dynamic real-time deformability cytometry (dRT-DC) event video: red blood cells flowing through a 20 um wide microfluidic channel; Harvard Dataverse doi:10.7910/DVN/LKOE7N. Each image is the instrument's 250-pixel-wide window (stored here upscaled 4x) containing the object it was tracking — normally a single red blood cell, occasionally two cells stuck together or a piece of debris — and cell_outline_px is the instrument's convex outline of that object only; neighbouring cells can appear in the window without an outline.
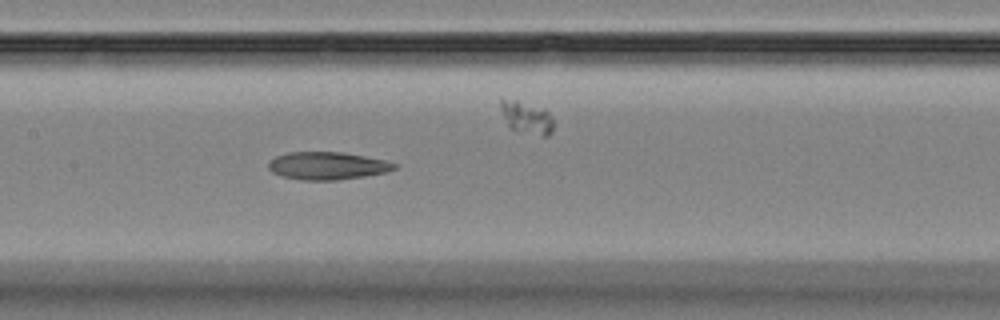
{"species": "Egyptian fruit bat (a non-hibernating species)", "species_latin": "Rousettus aegyptiacus", "temperature_condition": "room temperature", "stored_images_in_passage": 6, "camera_frame_rate_fps": 3000, "um_per_image_px": 0.085, "animal": {"sex": "female"}, "frame": {"image": 1, "passage_image": 5, "time_ms": 4.667, "image_size_px": [1000, 320], "cell_outline_px": [[396, 168], [384, 172], [364, 176], [336, 180], [300, 180], [280, 176], [272, 172], [268, 168], [268, 164], [276, 156], [288, 152], [344, 152], [384, 160], [396, 164]], "centroid_in_image_um": [27.78, 14.09], "position_along_channel_um": 179.6, "area_um2": 20.17}}